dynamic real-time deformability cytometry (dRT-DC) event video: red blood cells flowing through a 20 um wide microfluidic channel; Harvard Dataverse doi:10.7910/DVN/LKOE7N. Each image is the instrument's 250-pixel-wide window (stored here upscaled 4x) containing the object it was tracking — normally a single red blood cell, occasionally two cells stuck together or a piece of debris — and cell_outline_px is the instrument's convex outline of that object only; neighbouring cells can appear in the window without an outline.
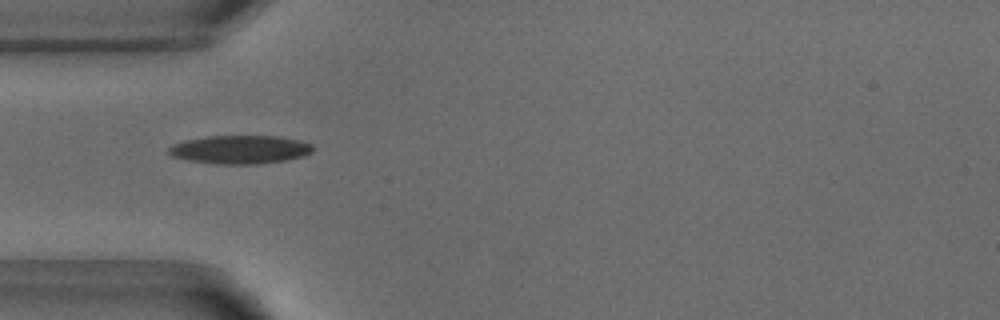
{"species": "common noctule bat (a hibernating species)", "species_latin": "Nyctalus noctula", "temperature_condition": "warm", "stored_images_in_passage": 37, "camera_frame_rate_fps": 3000, "um_per_image_px": 0.085, "animal": {"sex": "male", "body_mass_g": 18.8}, "frame": {"image": 1, "passage_image": 1, "time_ms": 0.0, "image_size_px": [1000, 320], "cell_outline_px": [[312, 152], [304, 156], [288, 160], [256, 164], [216, 164], [188, 160], [172, 156], [168, 152], [168, 148], [172, 144], [184, 140], [208, 136], [280, 136], [312, 144]], "centroid_in_image_um": [20.39, 12.71], "position_along_channel_um": 64.6, "area_um2": 23.93}}
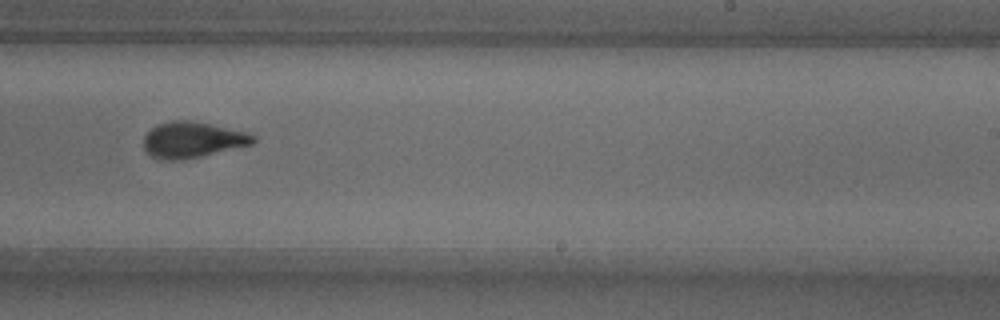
{"frame": {"image": 2, "passage_image": 17, "time_ms": 5.333, "image_size_px": [1000, 320], "cell_outline_px": [[256, 140], [252, 144], [200, 156], [180, 160], [160, 160], [152, 156], [144, 148], [144, 136], [156, 124], [172, 120], [192, 120], [244, 132], [256, 136]], "centroid_in_image_um": [16.32, 11.88], "position_along_channel_um": 272.7, "area_um2": 22.66}}
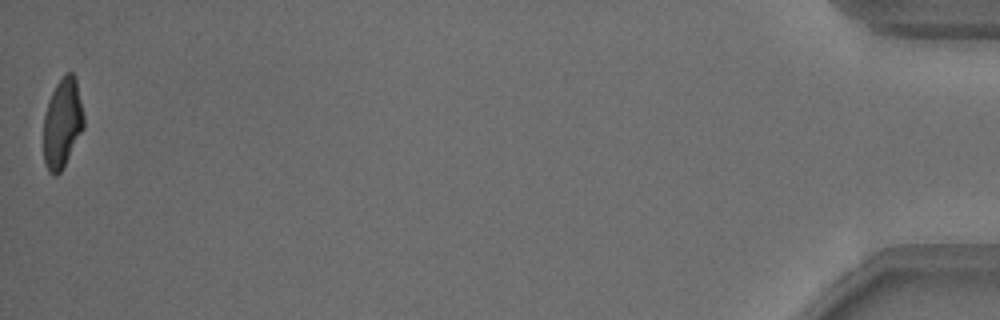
{"frame": {"image": 3, "passage_image": 37, "time_ms": 12.0, "image_size_px": [1000, 320], "cell_outline_px": [[84, 128], [60, 172], [56, 176], [48, 172], [44, 164], [44, 116], [48, 100], [56, 84], [68, 72], [72, 72], [76, 80], [84, 116]], "centroid_in_image_um": [5.29, 10.49], "position_along_channel_um": 429.9, "area_um2": 20.81}, "authors_computed_cell_mechanics": {"area_um2": 22.7732, "velocity_mm_per_s": 3.8946, "shape_relaxation_time_tau1_ms": 4.0422, "shape_relaxation_time_tau2_ms": 1.9413, "deformation_change_tau1": 0.1757, "deformation_change_tau2": 0.0902}}